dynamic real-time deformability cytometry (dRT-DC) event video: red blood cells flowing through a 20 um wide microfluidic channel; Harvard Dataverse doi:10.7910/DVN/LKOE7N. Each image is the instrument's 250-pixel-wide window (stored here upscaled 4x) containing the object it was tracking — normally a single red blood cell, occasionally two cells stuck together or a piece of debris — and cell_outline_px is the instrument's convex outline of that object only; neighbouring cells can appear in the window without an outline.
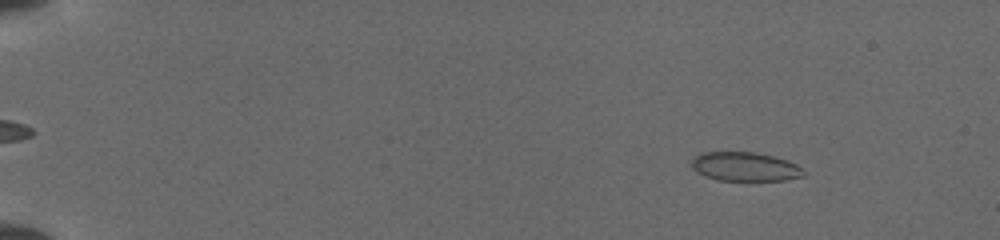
{"species": "common noctule bat (a hibernating species)", "species_latin": "Nyctalus noctula", "temperature_condition": "cold", "stored_images_in_passage": 23, "camera_frame_rate_fps": 3000, "um_per_image_px": 0.085, "animal": {"sex": "female", "body_mass_g": 19.5, "forearm_length_mm": 54.1}, "frame": {"image": 1, "passage_image": 7, "time_ms": 2.0, "image_size_px": [1000, 240], "cell_outline_px": [[808, 172], [804, 176], [784, 180], [716, 180], [696, 172], [692, 168], [692, 160], [696, 156], [704, 152], [756, 152], [772, 156], [796, 164]], "centroid_in_image_um": [63.34, 14.17], "position_along_channel_um": 21.7, "area_um2": 18.84}}
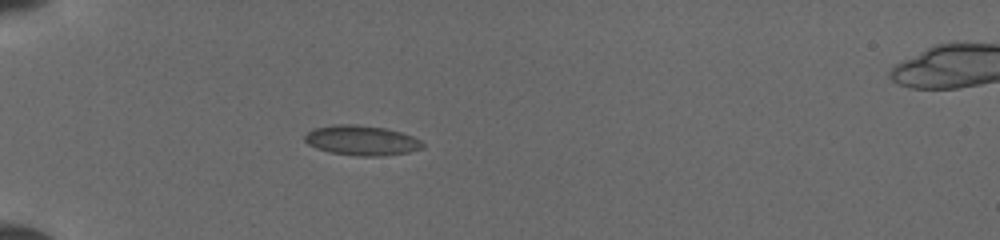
{"frame": {"image": 2, "passage_image": 19, "time_ms": 5.333, "image_size_px": [1000, 240], "cell_outline_px": [[424, 148], [408, 152], [376, 156], [360, 156], [332, 152], [316, 148], [308, 144], [304, 140], [304, 136], [312, 128], [336, 124], [356, 124], [384, 128], [400, 132], [412, 136], [420, 140], [424, 144]], "centroid_in_image_um": [30.72, 11.92], "position_along_channel_um": 54.3, "area_um2": 20.4}}